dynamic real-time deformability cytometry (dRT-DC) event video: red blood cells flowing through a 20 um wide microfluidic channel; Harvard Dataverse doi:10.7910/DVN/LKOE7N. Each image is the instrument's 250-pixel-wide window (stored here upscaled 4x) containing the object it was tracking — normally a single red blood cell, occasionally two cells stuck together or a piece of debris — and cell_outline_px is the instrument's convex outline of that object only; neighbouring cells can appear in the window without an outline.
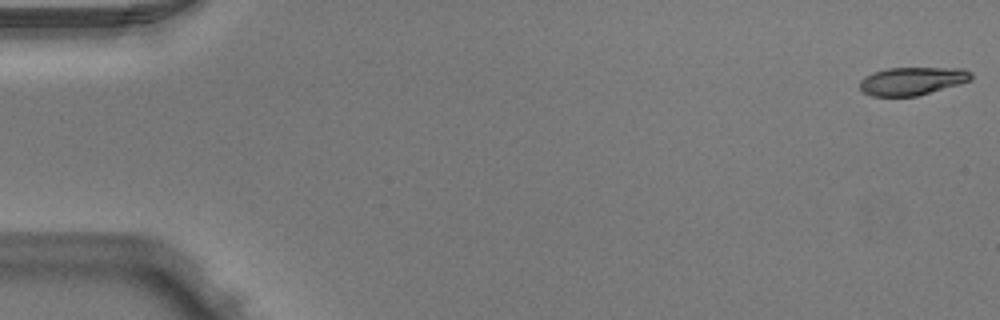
{"species": "Egyptian fruit bat (a non-hibernating species)", "species_latin": "Rousettus aegyptiacus", "temperature_condition": "warm", "stored_images_in_passage": 6, "segment_of_instrument_passage": [1, 2], "camera_frame_rate_fps": 3000, "um_per_image_px": 0.085, "animal": {"sex": "male"}, "frame": {"image": 1, "passage_image": 1, "time_ms": 0.0, "image_size_px": [1000, 320], "cell_outline_px": [[972, 80], [960, 84], [916, 96], [872, 96], [864, 92], [860, 88], [860, 80], [864, 76], [888, 68], [964, 68], [972, 72]], "centroid_in_image_um": [77.57, 6.88], "position_along_channel_um": 7.4, "area_um2": 18.15}}
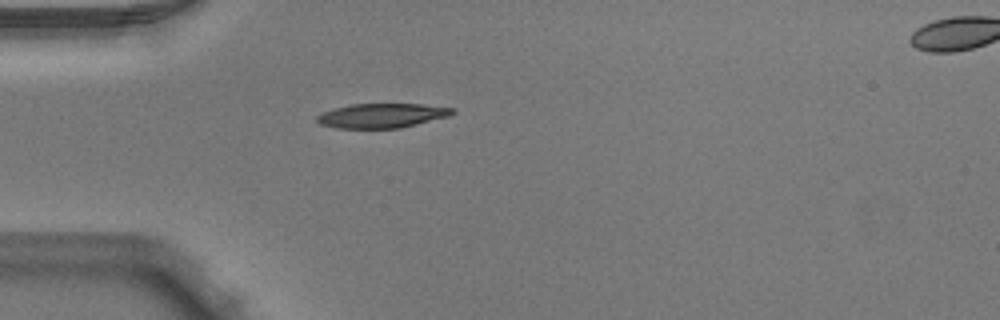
{"frame": {"image": 2, "passage_image": 5, "time_ms": 1.333, "image_size_px": [1000, 320], "cell_outline_px": [[456, 112], [448, 116], [400, 128], [336, 128], [320, 124], [316, 120], [316, 116], [324, 112], [336, 108], [352, 104], [420, 104], [456, 108]], "centroid_in_image_um": [32.47, 9.82], "position_along_channel_um": 52.5, "area_um2": 19.13}}